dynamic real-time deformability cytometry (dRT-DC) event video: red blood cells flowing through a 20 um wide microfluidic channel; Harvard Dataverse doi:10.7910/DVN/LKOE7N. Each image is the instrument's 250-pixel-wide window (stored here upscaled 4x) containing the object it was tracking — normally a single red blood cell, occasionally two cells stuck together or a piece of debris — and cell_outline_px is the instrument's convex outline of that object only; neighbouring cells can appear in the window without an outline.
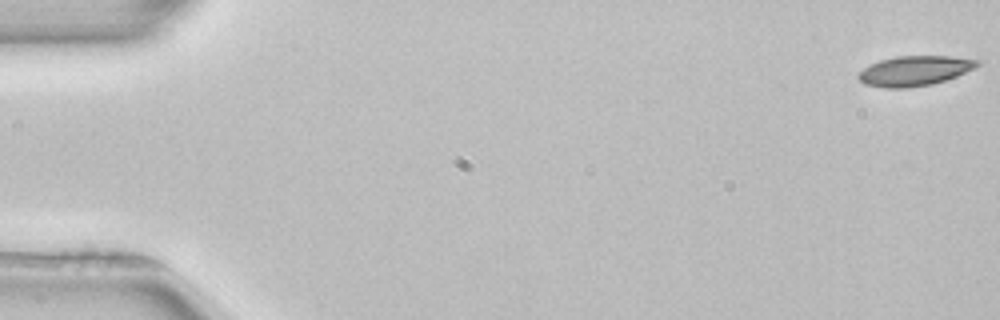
{"species": "common noctule bat (a hibernating species)", "species_latin": "Nyctalus noctula", "temperature_condition": "room temperature", "stored_images_in_passage": 53, "camera_frame_rate_fps": 3000, "um_per_image_px": 0.085, "animal": {"sex": "female", "body_mass_g": 22.7, "forearm_length_mm": 54.2}, "frame": {"image": 1, "passage_image": 1, "time_ms": 0.0, "image_size_px": [1000, 320], "cell_outline_px": [[984, 60], [980, 64], [956, 76], [932, 84], [908, 88], [884, 88], [864, 84], [856, 76], [864, 68], [880, 60], [896, 56], [952, 56]], "centroid_in_image_um": [77.74, 6.01], "position_along_channel_um": 7.3, "area_um2": 20.69}}
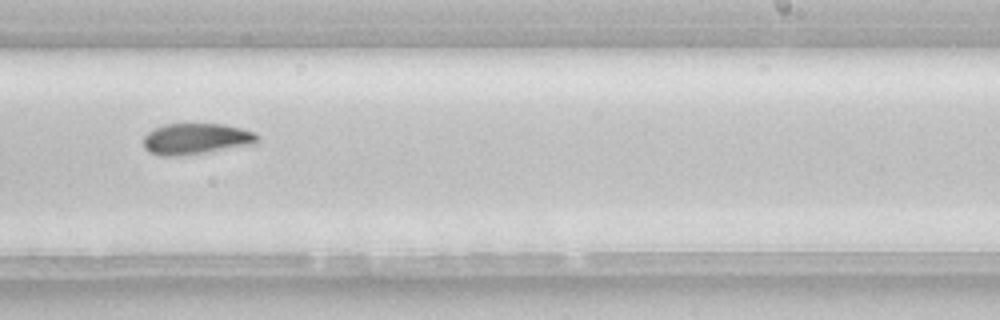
{"frame": {"image": 2, "passage_image": 33, "time_ms": 10.667, "image_size_px": [1000, 320], "cell_outline_px": [[260, 140], [256, 144], [208, 152], [176, 156], [160, 156], [148, 152], [144, 148], [144, 136], [152, 128], [164, 124], [224, 124], [256, 132], [260, 136]], "centroid_in_image_um": [16.69, 11.8], "position_along_channel_um": 272.3, "area_um2": 20.98}, "authors_computed_cell_mechanics": {"area_um2": 20.808, "velocity_mm_per_s": 3.9317, "shape_relaxation_time_tau1_ms": 6.8788, "shape_relaxation_time_tau2_ms": null, "deformation_change_tau1": 0.1404, "deformation_change_tau2": null}}